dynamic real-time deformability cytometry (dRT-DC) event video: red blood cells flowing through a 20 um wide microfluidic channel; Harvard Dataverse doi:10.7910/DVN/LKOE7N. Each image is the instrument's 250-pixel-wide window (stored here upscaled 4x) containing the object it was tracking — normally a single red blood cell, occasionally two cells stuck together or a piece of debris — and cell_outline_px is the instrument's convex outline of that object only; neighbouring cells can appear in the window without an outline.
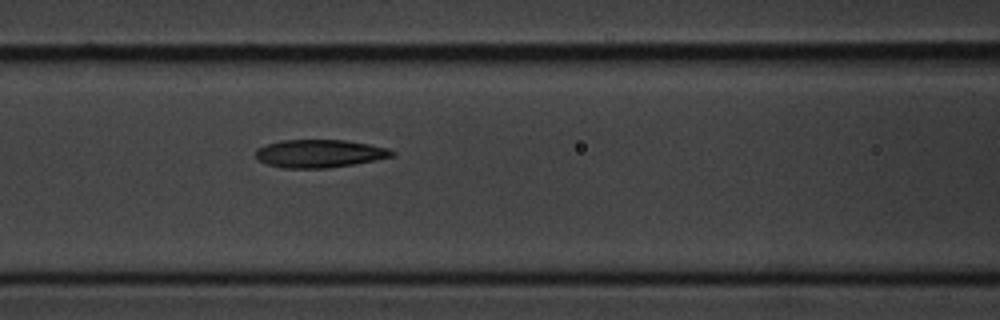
{"species": "common noctule bat (a hibernating species)", "species_latin": "Nyctalus noctula", "temperature_condition": "cold", "stored_images_in_passage": 8, "segment_of_instrument_passage": [1, 2], "camera_frame_rate_fps": 3000, "um_per_image_px": 0.085, "animal": {"sex": "male", "body_mass_g": 20.1, "forearm_length_mm": 53.5}, "frame": {"image": 1, "passage_image": 7, "time_ms": 6.667, "image_size_px": [1000, 320], "cell_outline_px": [[396, 156], [352, 164], [328, 168], [284, 168], [268, 164], [260, 160], [256, 156], [256, 148], [264, 144], [280, 140], [344, 140], [368, 144], [388, 148], [396, 152]], "centroid_in_image_um": [27.16, 13.04], "position_along_channel_um": 139.4, "area_um2": 22.2}}